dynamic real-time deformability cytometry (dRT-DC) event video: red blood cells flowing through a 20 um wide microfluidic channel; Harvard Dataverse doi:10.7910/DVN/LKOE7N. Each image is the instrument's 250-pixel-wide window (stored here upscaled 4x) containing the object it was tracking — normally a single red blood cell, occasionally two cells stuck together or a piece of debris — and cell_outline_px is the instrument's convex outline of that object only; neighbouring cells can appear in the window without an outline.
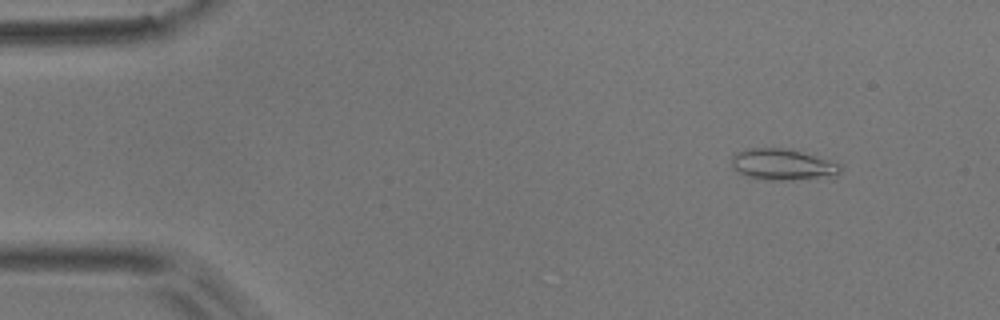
{"species": "common noctule bat (a hibernating species)", "species_latin": "Nyctalus noctula", "temperature_condition": "room temperature", "stored_images_in_passage": 5, "camera_frame_rate_fps": 3000, "um_per_image_px": 0.085, "animal": {"sex": "male", "body_mass_g": 17.9}, "frame": {"image": 1, "passage_image": 2, "time_ms": 0.333, "image_size_px": [1000, 320], "cell_outline_px": [[840, 172], [792, 180], [768, 180], [748, 176], [736, 172], [732, 164], [732, 156], [736, 152], [744, 148], [792, 148], [836, 160], [840, 164]], "centroid_in_image_um": [66.48, 13.93], "position_along_channel_um": 18.5, "area_um2": 19.83}}